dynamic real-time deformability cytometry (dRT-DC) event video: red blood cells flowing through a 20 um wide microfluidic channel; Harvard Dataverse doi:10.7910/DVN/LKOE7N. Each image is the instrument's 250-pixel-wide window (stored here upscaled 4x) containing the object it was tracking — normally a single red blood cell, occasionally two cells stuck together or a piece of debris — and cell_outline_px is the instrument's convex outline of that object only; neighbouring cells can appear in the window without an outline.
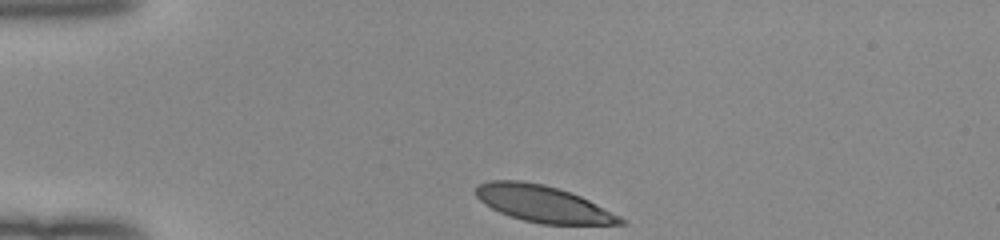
{"species": "human", "species_latin": "Homo sapiens", "temperature_condition": "room temperature", "stored_images_in_passage": 32, "camera_frame_rate_fps": 3000, "um_per_image_px": 0.085, "donor": {"sex": "female"}, "frame": {"image": 1, "passage_image": 1, "time_ms": 0.0, "image_size_px": [1000, 240], "cell_outline_px": [[628, 224], [540, 224], [524, 220], [500, 212], [484, 204], [472, 192], [476, 184], [492, 180], [520, 180], [544, 184], [580, 196], [628, 220]], "centroid_in_image_um": [46.12, 17.32], "position_along_channel_um": 38.9, "area_um2": 30.75}}
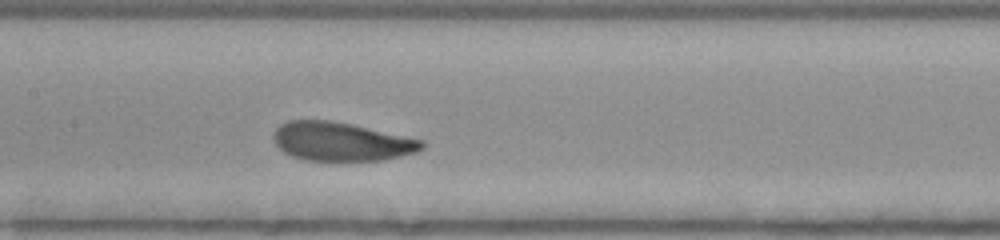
{"frame": {"image": 2, "passage_image": 15, "time_ms": 4.667, "image_size_px": [1000, 240], "cell_outline_px": [[424, 148], [416, 152], [384, 160], [336, 164], [304, 160], [292, 156], [284, 152], [276, 144], [272, 136], [272, 132], [280, 124], [288, 120], [328, 120], [352, 124], [424, 140]], "centroid_in_image_um": [28.99, 12.08], "position_along_channel_um": 178.4, "area_um2": 34.62}}
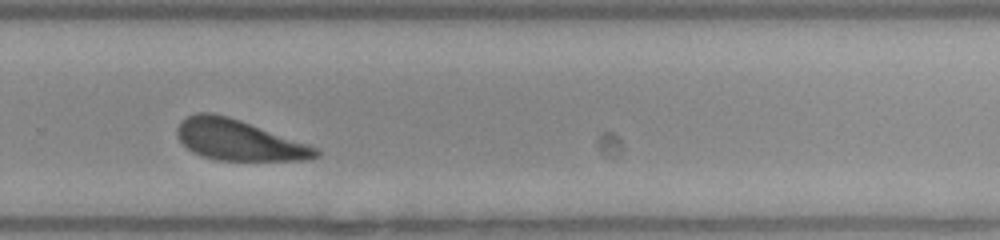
{"frame": {"image": 3, "passage_image": 25, "time_ms": 8.0, "image_size_px": [1000, 240], "cell_outline_px": [[320, 156], [304, 160], [216, 160], [200, 156], [192, 152], [180, 140], [176, 132], [176, 128], [180, 120], [196, 112], [212, 112], [228, 116], [240, 120], [320, 148]], "centroid_in_image_um": [20.28, 11.9], "position_along_channel_um": 309.5, "area_um2": 32.95}, "authors_computed_cell_mechanics": {"area_um2": 34.102, "velocity_mm_per_s": 3.9527, "shape_relaxation_time_tau1_ms": 1.5355, "shape_relaxation_time_tau2_ms": null, "deformation_change_tau1": 0.1017, "deformation_change_tau2": null}}